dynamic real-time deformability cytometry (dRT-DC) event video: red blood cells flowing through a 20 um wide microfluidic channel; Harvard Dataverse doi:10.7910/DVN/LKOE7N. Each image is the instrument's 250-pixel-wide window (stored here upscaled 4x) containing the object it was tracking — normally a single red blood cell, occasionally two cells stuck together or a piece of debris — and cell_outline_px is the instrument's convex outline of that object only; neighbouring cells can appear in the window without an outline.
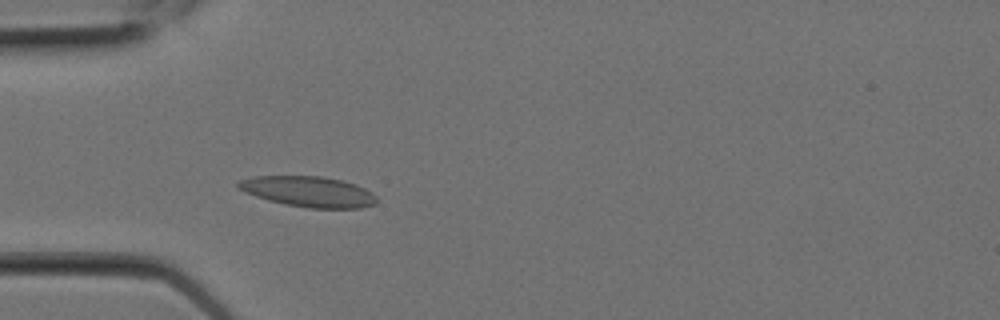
{"species": "Egyptian fruit bat (a non-hibernating species)", "species_latin": "Rousettus aegyptiacus", "temperature_condition": "room temperature", "stored_images_in_passage": 5, "camera_frame_rate_fps": 3000, "um_per_image_px": 0.085, "animal": {"sex": "female"}, "frame": {"image": 1, "passage_image": 5, "time_ms": 1.333, "image_size_px": [1000, 320], "cell_outline_px": [[376, 204], [360, 208], [308, 208], [284, 204], [268, 200], [256, 196], [240, 188], [236, 184], [240, 180], [252, 176], [320, 176], [344, 180], [356, 184], [372, 192], [376, 196]], "centroid_in_image_um": [26.26, 16.28], "position_along_channel_um": 58.7, "area_um2": 24.62}}